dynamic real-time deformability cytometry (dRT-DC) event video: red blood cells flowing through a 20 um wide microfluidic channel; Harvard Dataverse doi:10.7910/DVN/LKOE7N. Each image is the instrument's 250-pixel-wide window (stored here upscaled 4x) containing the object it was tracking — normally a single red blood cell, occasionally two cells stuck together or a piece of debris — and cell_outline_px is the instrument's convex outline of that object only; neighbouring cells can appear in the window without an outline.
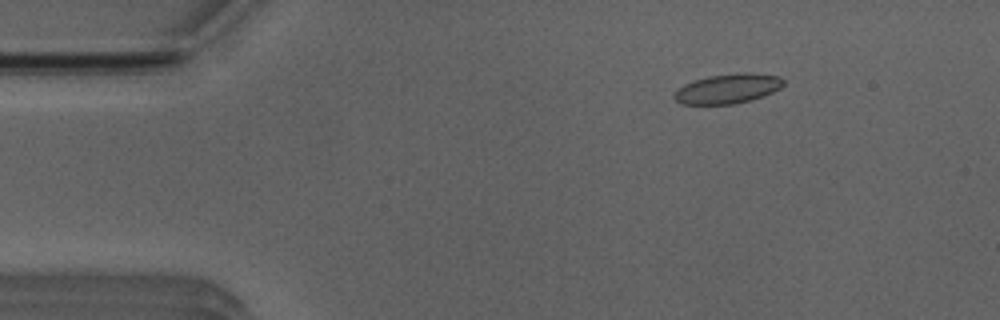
{"species": "Egyptian fruit bat (a non-hibernating species)", "species_latin": "Rousettus aegyptiacus", "temperature_condition": "room temperature", "stored_images_in_passage": 52, "camera_frame_rate_fps": 3000, "um_per_image_px": 0.085, "animal": {"sex": "male"}, "frame": {"image": 1, "passage_image": 8, "time_ms": 2.333, "image_size_px": [1000, 320], "cell_outline_px": [[784, 84], [780, 88], [764, 96], [736, 104], [680, 104], [672, 96], [684, 84], [708, 76], [744, 72], [780, 76], [784, 80]], "centroid_in_image_um": [61.88, 7.54], "position_along_channel_um": 23.1, "area_um2": 18.79}}
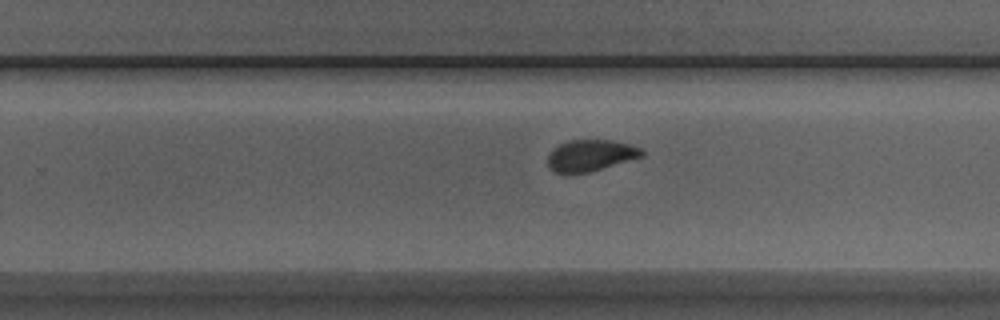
{"frame": {"image": 2, "passage_image": 33, "time_ms": 10.667, "image_size_px": [1000, 320], "cell_outline_px": [[644, 156], [588, 172], [556, 172], [548, 168], [548, 156], [552, 148], [568, 140], [612, 140], [628, 144], [640, 148], [644, 152]], "centroid_in_image_um": [50.18, 13.19], "position_along_channel_um": 279.6, "area_um2": 16.99}}
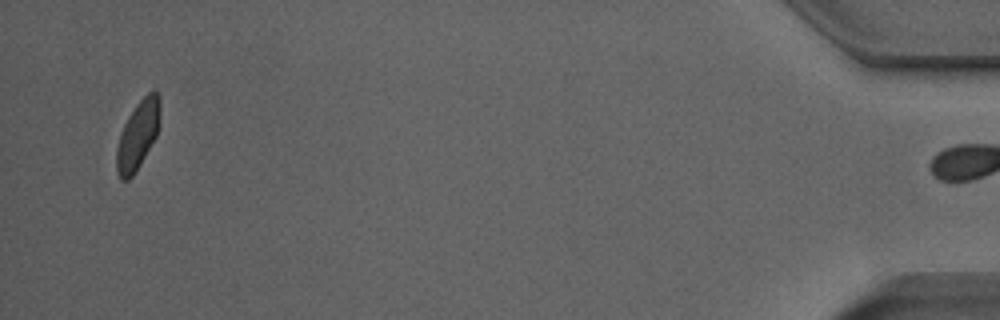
{"frame": {"image": 3, "passage_image": 51, "time_ms": 16.667, "image_size_px": [1000, 320], "cell_outline_px": [[160, 112], [156, 136], [140, 164], [132, 176], [128, 180], [120, 180], [116, 172], [116, 148], [120, 132], [128, 116], [136, 104], [152, 88], [156, 88], [160, 96]], "centroid_in_image_um": [11.7, 11.44], "position_along_channel_um": 423.5, "area_um2": 17.51}, "authors_computed_cell_mechanics": {"area_um2": 18.0914, "velocity_mm_per_s": 3.9162, "shape_relaxation_time_tau1_ms": 4.2884, "shape_relaxation_time_tau2_ms": 0.5687, "deformation_change_tau1": 0.1154, "deformation_change_tau2": 0.0488}}